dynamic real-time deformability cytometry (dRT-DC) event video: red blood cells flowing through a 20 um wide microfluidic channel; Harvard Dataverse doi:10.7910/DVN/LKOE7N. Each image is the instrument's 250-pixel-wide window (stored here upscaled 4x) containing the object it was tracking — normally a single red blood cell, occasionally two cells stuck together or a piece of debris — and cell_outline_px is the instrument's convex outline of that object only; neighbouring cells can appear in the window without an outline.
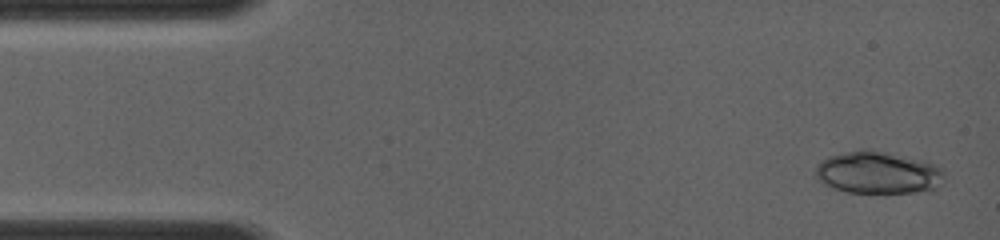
{"species": "common noctule bat (a hibernating species)", "species_latin": "Nyctalus noctula", "temperature_condition": "room temperature", "stored_images_in_passage": 20, "camera_frame_rate_fps": 4000, "um_per_image_px": 0.085, "animal": {"sex": "female", "body_mass_g": 19.0, "forearm_length_mm": 56.7}, "frame": {"image": 1, "passage_image": 1, "time_ms": 0.0, "image_size_px": [1000, 240], "cell_outline_px": [[944, 184], [936, 192], [844, 192], [832, 188], [816, 180], [816, 164], [828, 156], [860, 148], [920, 160], [944, 168]], "centroid_in_image_um": [74.66, 14.7], "position_along_channel_um": 10.3, "area_um2": 32.02}}